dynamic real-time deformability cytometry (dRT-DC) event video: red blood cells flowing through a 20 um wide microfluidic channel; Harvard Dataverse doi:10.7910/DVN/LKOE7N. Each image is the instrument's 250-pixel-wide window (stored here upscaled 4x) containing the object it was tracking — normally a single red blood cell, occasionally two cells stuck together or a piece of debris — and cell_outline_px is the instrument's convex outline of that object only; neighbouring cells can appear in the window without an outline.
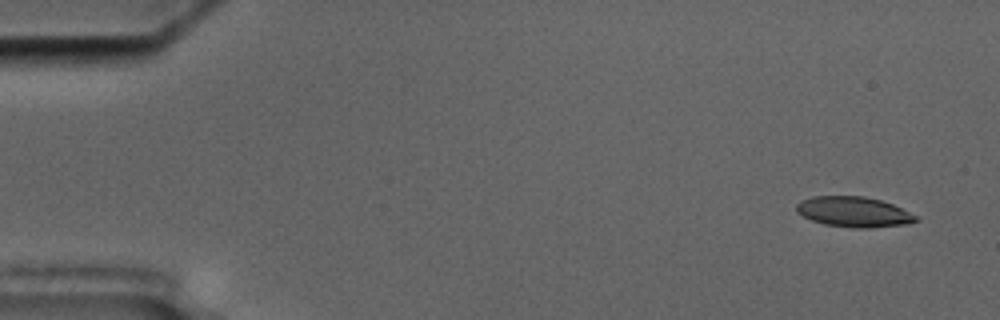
{"species": "common noctule bat (a hibernating species)", "species_latin": "Nyctalus noctula", "temperature_condition": "cold", "stored_images_in_passage": 5, "camera_frame_rate_fps": 3000, "um_per_image_px": 0.085, "animal": {"sex": "male", "body_mass_g": 17.5, "forearm_length_mm": 52.3}, "frame": {"image": 1, "passage_image": 1, "time_ms": 0.0, "image_size_px": [1000, 320], "cell_outline_px": [[920, 220], [908, 224], [868, 228], [852, 228], [824, 224], [812, 220], [796, 212], [796, 204], [800, 200], [812, 196], [864, 196], [880, 200], [892, 204], [916, 216]], "centroid_in_image_um": [72.54, 18.01], "position_along_channel_um": 12.5, "area_um2": 21.1}}
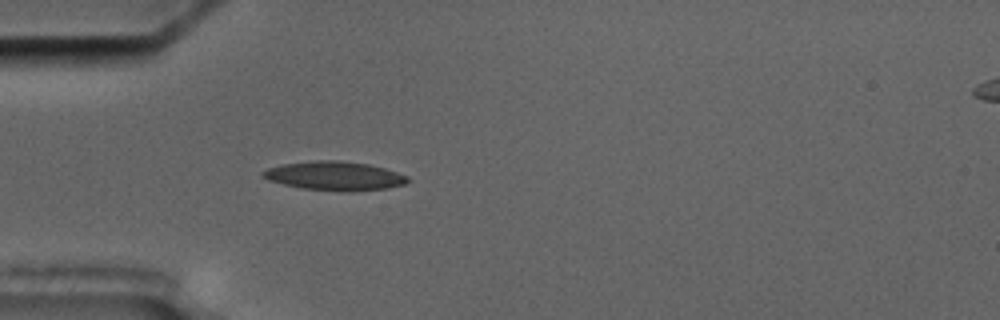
{"frame": {"image": 2, "passage_image": 5, "time_ms": 4.667, "image_size_px": [1000, 320], "cell_outline_px": [[412, 180], [404, 184], [388, 188], [340, 192], [304, 188], [284, 184], [268, 180], [260, 176], [260, 172], [268, 168], [284, 164], [316, 160], [340, 160], [368, 164], [384, 168], [408, 176]], "centroid_in_image_um": [28.44, 14.95], "position_along_channel_um": 56.6, "area_um2": 24.39}}